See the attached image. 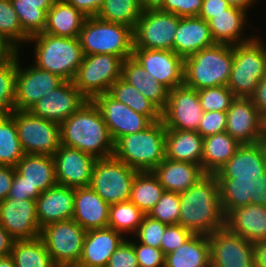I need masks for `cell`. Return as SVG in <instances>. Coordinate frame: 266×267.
Returning a JSON list of instances; mask_svg holds the SVG:
<instances>
[{"mask_svg": "<svg viewBox=\"0 0 266 267\" xmlns=\"http://www.w3.org/2000/svg\"><path fill=\"white\" fill-rule=\"evenodd\" d=\"M178 224L194 234H212L225 227L220 187L215 174H206L186 192L180 193Z\"/></svg>", "mask_w": 266, "mask_h": 267, "instance_id": "cell-1", "label": "cell"}, {"mask_svg": "<svg viewBox=\"0 0 266 267\" xmlns=\"http://www.w3.org/2000/svg\"><path fill=\"white\" fill-rule=\"evenodd\" d=\"M61 144L79 149L96 159L113 156L111 139L102 113L93 100L60 124Z\"/></svg>", "mask_w": 266, "mask_h": 267, "instance_id": "cell-2", "label": "cell"}, {"mask_svg": "<svg viewBox=\"0 0 266 267\" xmlns=\"http://www.w3.org/2000/svg\"><path fill=\"white\" fill-rule=\"evenodd\" d=\"M166 128L162 120L114 142L113 156L139 172L153 171L166 158Z\"/></svg>", "mask_w": 266, "mask_h": 267, "instance_id": "cell-3", "label": "cell"}, {"mask_svg": "<svg viewBox=\"0 0 266 267\" xmlns=\"http://www.w3.org/2000/svg\"><path fill=\"white\" fill-rule=\"evenodd\" d=\"M234 59V45L215 43L184 58V85L201 90L227 86Z\"/></svg>", "mask_w": 266, "mask_h": 267, "instance_id": "cell-4", "label": "cell"}, {"mask_svg": "<svg viewBox=\"0 0 266 267\" xmlns=\"http://www.w3.org/2000/svg\"><path fill=\"white\" fill-rule=\"evenodd\" d=\"M34 44V65L59 75L65 81H73L84 53L78 37L53 36L40 33L29 38Z\"/></svg>", "mask_w": 266, "mask_h": 267, "instance_id": "cell-5", "label": "cell"}, {"mask_svg": "<svg viewBox=\"0 0 266 267\" xmlns=\"http://www.w3.org/2000/svg\"><path fill=\"white\" fill-rule=\"evenodd\" d=\"M78 39L84 55L112 54L124 61L133 54V29L97 16L85 19Z\"/></svg>", "mask_w": 266, "mask_h": 267, "instance_id": "cell-6", "label": "cell"}, {"mask_svg": "<svg viewBox=\"0 0 266 267\" xmlns=\"http://www.w3.org/2000/svg\"><path fill=\"white\" fill-rule=\"evenodd\" d=\"M260 35L234 45V59L227 87L235 97L250 98L266 75V45Z\"/></svg>", "mask_w": 266, "mask_h": 267, "instance_id": "cell-7", "label": "cell"}, {"mask_svg": "<svg viewBox=\"0 0 266 267\" xmlns=\"http://www.w3.org/2000/svg\"><path fill=\"white\" fill-rule=\"evenodd\" d=\"M137 171L114 156L96 159L90 187L109 205L128 201Z\"/></svg>", "mask_w": 266, "mask_h": 267, "instance_id": "cell-8", "label": "cell"}, {"mask_svg": "<svg viewBox=\"0 0 266 267\" xmlns=\"http://www.w3.org/2000/svg\"><path fill=\"white\" fill-rule=\"evenodd\" d=\"M123 60L112 54L84 55L73 79L74 85L88 99L107 93L121 78Z\"/></svg>", "mask_w": 266, "mask_h": 267, "instance_id": "cell-9", "label": "cell"}, {"mask_svg": "<svg viewBox=\"0 0 266 267\" xmlns=\"http://www.w3.org/2000/svg\"><path fill=\"white\" fill-rule=\"evenodd\" d=\"M86 232L76 221L70 219L44 226L40 237L57 267H76Z\"/></svg>", "mask_w": 266, "mask_h": 267, "instance_id": "cell-10", "label": "cell"}, {"mask_svg": "<svg viewBox=\"0 0 266 267\" xmlns=\"http://www.w3.org/2000/svg\"><path fill=\"white\" fill-rule=\"evenodd\" d=\"M11 114L25 154H55L61 145L60 124L37 117L29 111L14 110Z\"/></svg>", "mask_w": 266, "mask_h": 267, "instance_id": "cell-11", "label": "cell"}, {"mask_svg": "<svg viewBox=\"0 0 266 267\" xmlns=\"http://www.w3.org/2000/svg\"><path fill=\"white\" fill-rule=\"evenodd\" d=\"M180 17L145 6L133 30L134 48L171 50Z\"/></svg>", "mask_w": 266, "mask_h": 267, "instance_id": "cell-12", "label": "cell"}, {"mask_svg": "<svg viewBox=\"0 0 266 267\" xmlns=\"http://www.w3.org/2000/svg\"><path fill=\"white\" fill-rule=\"evenodd\" d=\"M21 55L17 58L15 110L29 111L34 104L65 80L59 75L38 68L36 65L22 67ZM21 61V62H20Z\"/></svg>", "mask_w": 266, "mask_h": 267, "instance_id": "cell-13", "label": "cell"}, {"mask_svg": "<svg viewBox=\"0 0 266 267\" xmlns=\"http://www.w3.org/2000/svg\"><path fill=\"white\" fill-rule=\"evenodd\" d=\"M203 113L198 91L183 84L169 91L162 121L166 130L197 131Z\"/></svg>", "mask_w": 266, "mask_h": 267, "instance_id": "cell-14", "label": "cell"}, {"mask_svg": "<svg viewBox=\"0 0 266 267\" xmlns=\"http://www.w3.org/2000/svg\"><path fill=\"white\" fill-rule=\"evenodd\" d=\"M211 267H255L251 241L230 232L226 227L208 235Z\"/></svg>", "mask_w": 266, "mask_h": 267, "instance_id": "cell-15", "label": "cell"}, {"mask_svg": "<svg viewBox=\"0 0 266 267\" xmlns=\"http://www.w3.org/2000/svg\"><path fill=\"white\" fill-rule=\"evenodd\" d=\"M132 57L169 91L184 84V58L174 51L133 48Z\"/></svg>", "mask_w": 266, "mask_h": 267, "instance_id": "cell-16", "label": "cell"}, {"mask_svg": "<svg viewBox=\"0 0 266 267\" xmlns=\"http://www.w3.org/2000/svg\"><path fill=\"white\" fill-rule=\"evenodd\" d=\"M0 224L16 240H30L41 234L36 200L6 198L0 202Z\"/></svg>", "mask_w": 266, "mask_h": 267, "instance_id": "cell-17", "label": "cell"}, {"mask_svg": "<svg viewBox=\"0 0 266 267\" xmlns=\"http://www.w3.org/2000/svg\"><path fill=\"white\" fill-rule=\"evenodd\" d=\"M93 101L102 113L113 142L122 136L143 131L153 123L147 116L133 111L108 93L97 95Z\"/></svg>", "mask_w": 266, "mask_h": 267, "instance_id": "cell-18", "label": "cell"}, {"mask_svg": "<svg viewBox=\"0 0 266 267\" xmlns=\"http://www.w3.org/2000/svg\"><path fill=\"white\" fill-rule=\"evenodd\" d=\"M226 114V132L241 145L264 141L263 116L251 98L236 97Z\"/></svg>", "mask_w": 266, "mask_h": 267, "instance_id": "cell-19", "label": "cell"}, {"mask_svg": "<svg viewBox=\"0 0 266 267\" xmlns=\"http://www.w3.org/2000/svg\"><path fill=\"white\" fill-rule=\"evenodd\" d=\"M87 101L88 99L78 90L73 81H64L58 88L37 101L29 112L61 124Z\"/></svg>", "mask_w": 266, "mask_h": 267, "instance_id": "cell-20", "label": "cell"}, {"mask_svg": "<svg viewBox=\"0 0 266 267\" xmlns=\"http://www.w3.org/2000/svg\"><path fill=\"white\" fill-rule=\"evenodd\" d=\"M58 185L79 188L90 185L96 158L79 149L60 145L53 155Z\"/></svg>", "mask_w": 266, "mask_h": 267, "instance_id": "cell-21", "label": "cell"}, {"mask_svg": "<svg viewBox=\"0 0 266 267\" xmlns=\"http://www.w3.org/2000/svg\"><path fill=\"white\" fill-rule=\"evenodd\" d=\"M266 171V141L242 144L216 173L217 178H258Z\"/></svg>", "mask_w": 266, "mask_h": 267, "instance_id": "cell-22", "label": "cell"}, {"mask_svg": "<svg viewBox=\"0 0 266 267\" xmlns=\"http://www.w3.org/2000/svg\"><path fill=\"white\" fill-rule=\"evenodd\" d=\"M75 188L56 185L36 199V214L40 228L73 217Z\"/></svg>", "mask_w": 266, "mask_h": 267, "instance_id": "cell-23", "label": "cell"}, {"mask_svg": "<svg viewBox=\"0 0 266 267\" xmlns=\"http://www.w3.org/2000/svg\"><path fill=\"white\" fill-rule=\"evenodd\" d=\"M110 205L90 186L75 188L72 219L84 230L108 227Z\"/></svg>", "mask_w": 266, "mask_h": 267, "instance_id": "cell-24", "label": "cell"}, {"mask_svg": "<svg viewBox=\"0 0 266 267\" xmlns=\"http://www.w3.org/2000/svg\"><path fill=\"white\" fill-rule=\"evenodd\" d=\"M126 237L109 227L88 230L77 266H106Z\"/></svg>", "mask_w": 266, "mask_h": 267, "instance_id": "cell-25", "label": "cell"}, {"mask_svg": "<svg viewBox=\"0 0 266 267\" xmlns=\"http://www.w3.org/2000/svg\"><path fill=\"white\" fill-rule=\"evenodd\" d=\"M208 22L199 16L180 17L173 51L183 58L214 45Z\"/></svg>", "mask_w": 266, "mask_h": 267, "instance_id": "cell-26", "label": "cell"}, {"mask_svg": "<svg viewBox=\"0 0 266 267\" xmlns=\"http://www.w3.org/2000/svg\"><path fill=\"white\" fill-rule=\"evenodd\" d=\"M225 227L232 233L255 243L266 240V206L249 204L231 210Z\"/></svg>", "mask_w": 266, "mask_h": 267, "instance_id": "cell-27", "label": "cell"}, {"mask_svg": "<svg viewBox=\"0 0 266 267\" xmlns=\"http://www.w3.org/2000/svg\"><path fill=\"white\" fill-rule=\"evenodd\" d=\"M164 191L186 192L206 175L201 165L165 158L153 171Z\"/></svg>", "mask_w": 266, "mask_h": 267, "instance_id": "cell-28", "label": "cell"}, {"mask_svg": "<svg viewBox=\"0 0 266 267\" xmlns=\"http://www.w3.org/2000/svg\"><path fill=\"white\" fill-rule=\"evenodd\" d=\"M247 16L246 11L232 6L222 13L214 14L208 24L215 43L237 45L251 41L257 34L244 37L249 19Z\"/></svg>", "mask_w": 266, "mask_h": 267, "instance_id": "cell-29", "label": "cell"}, {"mask_svg": "<svg viewBox=\"0 0 266 267\" xmlns=\"http://www.w3.org/2000/svg\"><path fill=\"white\" fill-rule=\"evenodd\" d=\"M121 78L134 86L145 98L154 103L161 111L167 105L169 90L159 83L132 56L122 63Z\"/></svg>", "mask_w": 266, "mask_h": 267, "instance_id": "cell-30", "label": "cell"}, {"mask_svg": "<svg viewBox=\"0 0 266 267\" xmlns=\"http://www.w3.org/2000/svg\"><path fill=\"white\" fill-rule=\"evenodd\" d=\"M16 172L24 177V181L40 192L57 185L55 161L46 154H25L14 166Z\"/></svg>", "mask_w": 266, "mask_h": 267, "instance_id": "cell-31", "label": "cell"}, {"mask_svg": "<svg viewBox=\"0 0 266 267\" xmlns=\"http://www.w3.org/2000/svg\"><path fill=\"white\" fill-rule=\"evenodd\" d=\"M164 267H211L208 235L193 234L182 246L165 255Z\"/></svg>", "mask_w": 266, "mask_h": 267, "instance_id": "cell-32", "label": "cell"}, {"mask_svg": "<svg viewBox=\"0 0 266 267\" xmlns=\"http://www.w3.org/2000/svg\"><path fill=\"white\" fill-rule=\"evenodd\" d=\"M86 18L66 0H56L47 11L43 32L53 36L78 37Z\"/></svg>", "mask_w": 266, "mask_h": 267, "instance_id": "cell-33", "label": "cell"}, {"mask_svg": "<svg viewBox=\"0 0 266 267\" xmlns=\"http://www.w3.org/2000/svg\"><path fill=\"white\" fill-rule=\"evenodd\" d=\"M203 139L197 131L166 130V158L201 165Z\"/></svg>", "mask_w": 266, "mask_h": 267, "instance_id": "cell-34", "label": "cell"}, {"mask_svg": "<svg viewBox=\"0 0 266 267\" xmlns=\"http://www.w3.org/2000/svg\"><path fill=\"white\" fill-rule=\"evenodd\" d=\"M240 143L226 131L203 139L201 167L206 174H215L240 147Z\"/></svg>", "mask_w": 266, "mask_h": 267, "instance_id": "cell-35", "label": "cell"}, {"mask_svg": "<svg viewBox=\"0 0 266 267\" xmlns=\"http://www.w3.org/2000/svg\"><path fill=\"white\" fill-rule=\"evenodd\" d=\"M18 15L23 32L30 38L43 33L47 11L56 0H10Z\"/></svg>", "mask_w": 266, "mask_h": 267, "instance_id": "cell-36", "label": "cell"}, {"mask_svg": "<svg viewBox=\"0 0 266 267\" xmlns=\"http://www.w3.org/2000/svg\"><path fill=\"white\" fill-rule=\"evenodd\" d=\"M220 201L225 216L235 208L253 204L256 178H217Z\"/></svg>", "mask_w": 266, "mask_h": 267, "instance_id": "cell-37", "label": "cell"}, {"mask_svg": "<svg viewBox=\"0 0 266 267\" xmlns=\"http://www.w3.org/2000/svg\"><path fill=\"white\" fill-rule=\"evenodd\" d=\"M107 93L133 111L147 116L152 122L162 120V111L122 78L115 81Z\"/></svg>", "mask_w": 266, "mask_h": 267, "instance_id": "cell-38", "label": "cell"}, {"mask_svg": "<svg viewBox=\"0 0 266 267\" xmlns=\"http://www.w3.org/2000/svg\"><path fill=\"white\" fill-rule=\"evenodd\" d=\"M10 256L15 267H57L40 236L13 241Z\"/></svg>", "mask_w": 266, "mask_h": 267, "instance_id": "cell-39", "label": "cell"}, {"mask_svg": "<svg viewBox=\"0 0 266 267\" xmlns=\"http://www.w3.org/2000/svg\"><path fill=\"white\" fill-rule=\"evenodd\" d=\"M164 189L152 171L138 172L133 180L130 201L148 215L160 200Z\"/></svg>", "mask_w": 266, "mask_h": 267, "instance_id": "cell-40", "label": "cell"}, {"mask_svg": "<svg viewBox=\"0 0 266 267\" xmlns=\"http://www.w3.org/2000/svg\"><path fill=\"white\" fill-rule=\"evenodd\" d=\"M145 5L141 0H104L98 14L102 20L122 24L134 30Z\"/></svg>", "mask_w": 266, "mask_h": 267, "instance_id": "cell-41", "label": "cell"}, {"mask_svg": "<svg viewBox=\"0 0 266 267\" xmlns=\"http://www.w3.org/2000/svg\"><path fill=\"white\" fill-rule=\"evenodd\" d=\"M24 155L13 115H0V165L15 166Z\"/></svg>", "mask_w": 266, "mask_h": 267, "instance_id": "cell-42", "label": "cell"}, {"mask_svg": "<svg viewBox=\"0 0 266 267\" xmlns=\"http://www.w3.org/2000/svg\"><path fill=\"white\" fill-rule=\"evenodd\" d=\"M144 213L130 200L115 203L109 207L108 227L127 235H134L144 217Z\"/></svg>", "mask_w": 266, "mask_h": 267, "instance_id": "cell-43", "label": "cell"}, {"mask_svg": "<svg viewBox=\"0 0 266 267\" xmlns=\"http://www.w3.org/2000/svg\"><path fill=\"white\" fill-rule=\"evenodd\" d=\"M0 33L11 40L19 49L29 40V37L22 30L18 15L10 0H0Z\"/></svg>", "mask_w": 266, "mask_h": 267, "instance_id": "cell-44", "label": "cell"}, {"mask_svg": "<svg viewBox=\"0 0 266 267\" xmlns=\"http://www.w3.org/2000/svg\"><path fill=\"white\" fill-rule=\"evenodd\" d=\"M17 62L0 64V115L15 110Z\"/></svg>", "mask_w": 266, "mask_h": 267, "instance_id": "cell-45", "label": "cell"}, {"mask_svg": "<svg viewBox=\"0 0 266 267\" xmlns=\"http://www.w3.org/2000/svg\"><path fill=\"white\" fill-rule=\"evenodd\" d=\"M198 96L204 112H227L236 98L227 86L203 88L198 90Z\"/></svg>", "mask_w": 266, "mask_h": 267, "instance_id": "cell-46", "label": "cell"}, {"mask_svg": "<svg viewBox=\"0 0 266 267\" xmlns=\"http://www.w3.org/2000/svg\"><path fill=\"white\" fill-rule=\"evenodd\" d=\"M180 213V194L164 191L160 200L148 216L167 225L178 224Z\"/></svg>", "mask_w": 266, "mask_h": 267, "instance_id": "cell-47", "label": "cell"}, {"mask_svg": "<svg viewBox=\"0 0 266 267\" xmlns=\"http://www.w3.org/2000/svg\"><path fill=\"white\" fill-rule=\"evenodd\" d=\"M167 224L144 215L137 232L130 236L139 243L160 249L161 240Z\"/></svg>", "mask_w": 266, "mask_h": 267, "instance_id": "cell-48", "label": "cell"}, {"mask_svg": "<svg viewBox=\"0 0 266 267\" xmlns=\"http://www.w3.org/2000/svg\"><path fill=\"white\" fill-rule=\"evenodd\" d=\"M203 0H159L157 9L179 17L198 16Z\"/></svg>", "mask_w": 266, "mask_h": 267, "instance_id": "cell-49", "label": "cell"}, {"mask_svg": "<svg viewBox=\"0 0 266 267\" xmlns=\"http://www.w3.org/2000/svg\"><path fill=\"white\" fill-rule=\"evenodd\" d=\"M194 233L179 224L167 225L164 231L160 249L164 255L178 249L184 244Z\"/></svg>", "mask_w": 266, "mask_h": 267, "instance_id": "cell-50", "label": "cell"}, {"mask_svg": "<svg viewBox=\"0 0 266 267\" xmlns=\"http://www.w3.org/2000/svg\"><path fill=\"white\" fill-rule=\"evenodd\" d=\"M133 247L136 253L139 267H164L165 255L161 249L139 243L133 239Z\"/></svg>", "mask_w": 266, "mask_h": 267, "instance_id": "cell-51", "label": "cell"}, {"mask_svg": "<svg viewBox=\"0 0 266 267\" xmlns=\"http://www.w3.org/2000/svg\"><path fill=\"white\" fill-rule=\"evenodd\" d=\"M226 112H204L197 132L204 138L226 131Z\"/></svg>", "mask_w": 266, "mask_h": 267, "instance_id": "cell-52", "label": "cell"}, {"mask_svg": "<svg viewBox=\"0 0 266 267\" xmlns=\"http://www.w3.org/2000/svg\"><path fill=\"white\" fill-rule=\"evenodd\" d=\"M106 267H139L133 240L126 238L111 255Z\"/></svg>", "mask_w": 266, "mask_h": 267, "instance_id": "cell-53", "label": "cell"}, {"mask_svg": "<svg viewBox=\"0 0 266 267\" xmlns=\"http://www.w3.org/2000/svg\"><path fill=\"white\" fill-rule=\"evenodd\" d=\"M41 192L37 187H32L29 183L24 181V177L15 171V176L11 185L8 198L18 200L32 199L36 200Z\"/></svg>", "mask_w": 266, "mask_h": 267, "instance_id": "cell-54", "label": "cell"}, {"mask_svg": "<svg viewBox=\"0 0 266 267\" xmlns=\"http://www.w3.org/2000/svg\"><path fill=\"white\" fill-rule=\"evenodd\" d=\"M231 5L226 0H203L199 17L208 22L214 14H219Z\"/></svg>", "mask_w": 266, "mask_h": 267, "instance_id": "cell-55", "label": "cell"}, {"mask_svg": "<svg viewBox=\"0 0 266 267\" xmlns=\"http://www.w3.org/2000/svg\"><path fill=\"white\" fill-rule=\"evenodd\" d=\"M21 50L6 36L0 33V64L17 62Z\"/></svg>", "mask_w": 266, "mask_h": 267, "instance_id": "cell-56", "label": "cell"}, {"mask_svg": "<svg viewBox=\"0 0 266 267\" xmlns=\"http://www.w3.org/2000/svg\"><path fill=\"white\" fill-rule=\"evenodd\" d=\"M15 171L14 166L0 165V202L9 196Z\"/></svg>", "mask_w": 266, "mask_h": 267, "instance_id": "cell-57", "label": "cell"}, {"mask_svg": "<svg viewBox=\"0 0 266 267\" xmlns=\"http://www.w3.org/2000/svg\"><path fill=\"white\" fill-rule=\"evenodd\" d=\"M86 17L96 16L104 0H66Z\"/></svg>", "mask_w": 266, "mask_h": 267, "instance_id": "cell-58", "label": "cell"}, {"mask_svg": "<svg viewBox=\"0 0 266 267\" xmlns=\"http://www.w3.org/2000/svg\"><path fill=\"white\" fill-rule=\"evenodd\" d=\"M250 98L260 114L262 116L266 114V75L259 81L254 94Z\"/></svg>", "mask_w": 266, "mask_h": 267, "instance_id": "cell-59", "label": "cell"}, {"mask_svg": "<svg viewBox=\"0 0 266 267\" xmlns=\"http://www.w3.org/2000/svg\"><path fill=\"white\" fill-rule=\"evenodd\" d=\"M253 204L266 206V171L255 180Z\"/></svg>", "mask_w": 266, "mask_h": 267, "instance_id": "cell-60", "label": "cell"}, {"mask_svg": "<svg viewBox=\"0 0 266 267\" xmlns=\"http://www.w3.org/2000/svg\"><path fill=\"white\" fill-rule=\"evenodd\" d=\"M13 241L10 234L0 224V257L10 255Z\"/></svg>", "mask_w": 266, "mask_h": 267, "instance_id": "cell-61", "label": "cell"}, {"mask_svg": "<svg viewBox=\"0 0 266 267\" xmlns=\"http://www.w3.org/2000/svg\"><path fill=\"white\" fill-rule=\"evenodd\" d=\"M255 267H266V240L253 243Z\"/></svg>", "mask_w": 266, "mask_h": 267, "instance_id": "cell-62", "label": "cell"}, {"mask_svg": "<svg viewBox=\"0 0 266 267\" xmlns=\"http://www.w3.org/2000/svg\"><path fill=\"white\" fill-rule=\"evenodd\" d=\"M232 7L242 9L249 13V9L253 4L258 2V0H226Z\"/></svg>", "mask_w": 266, "mask_h": 267, "instance_id": "cell-63", "label": "cell"}, {"mask_svg": "<svg viewBox=\"0 0 266 267\" xmlns=\"http://www.w3.org/2000/svg\"><path fill=\"white\" fill-rule=\"evenodd\" d=\"M0 267H15L12 257L10 255L0 257Z\"/></svg>", "mask_w": 266, "mask_h": 267, "instance_id": "cell-64", "label": "cell"}, {"mask_svg": "<svg viewBox=\"0 0 266 267\" xmlns=\"http://www.w3.org/2000/svg\"><path fill=\"white\" fill-rule=\"evenodd\" d=\"M145 6H155L159 0H141Z\"/></svg>", "mask_w": 266, "mask_h": 267, "instance_id": "cell-65", "label": "cell"}, {"mask_svg": "<svg viewBox=\"0 0 266 267\" xmlns=\"http://www.w3.org/2000/svg\"><path fill=\"white\" fill-rule=\"evenodd\" d=\"M263 137L264 141H266V114L263 115Z\"/></svg>", "mask_w": 266, "mask_h": 267, "instance_id": "cell-66", "label": "cell"}, {"mask_svg": "<svg viewBox=\"0 0 266 267\" xmlns=\"http://www.w3.org/2000/svg\"><path fill=\"white\" fill-rule=\"evenodd\" d=\"M76 267H106V266H76Z\"/></svg>", "mask_w": 266, "mask_h": 267, "instance_id": "cell-67", "label": "cell"}]
</instances>
